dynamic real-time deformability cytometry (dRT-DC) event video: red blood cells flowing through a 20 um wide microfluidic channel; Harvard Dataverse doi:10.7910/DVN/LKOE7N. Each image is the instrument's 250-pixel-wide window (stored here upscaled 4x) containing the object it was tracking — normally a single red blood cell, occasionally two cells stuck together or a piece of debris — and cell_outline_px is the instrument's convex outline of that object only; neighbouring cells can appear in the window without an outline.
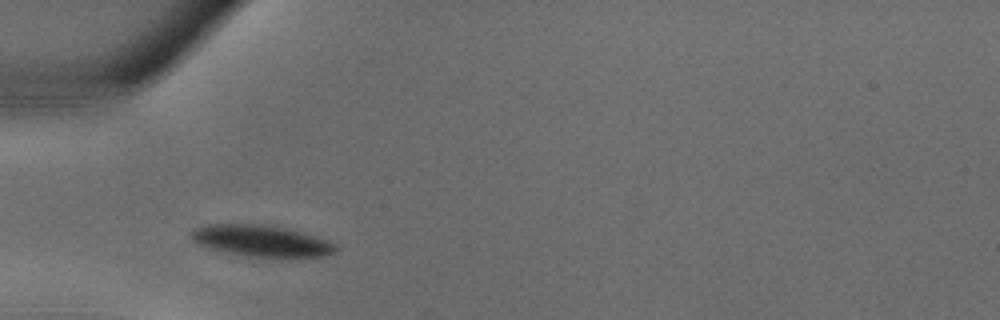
{"species": "common noctule bat (a hibernating species)", "species_latin": "Nyctalus noctula", "temperature_condition": "warm", "stored_images_in_passage": 28, "camera_frame_rate_fps": 3000, "um_per_image_px": 0.085, "animal": {"sex": "male", "body_mass_g": 18.8}, "frame": {"image": 1, "passage_image": 4, "time_ms": 1.0, "image_size_px": [1000, 320], "cell_outline_px": [[340, 248], [324, 256], [248, 256], [208, 248], [196, 244], [192, 240], [192, 232], [196, 228], [208, 224], [264, 224], [288, 228], [328, 240], [336, 244]], "centroid_in_image_um": [22.21, 20.45], "position_along_channel_um": 62.8, "area_um2": 26.07}}
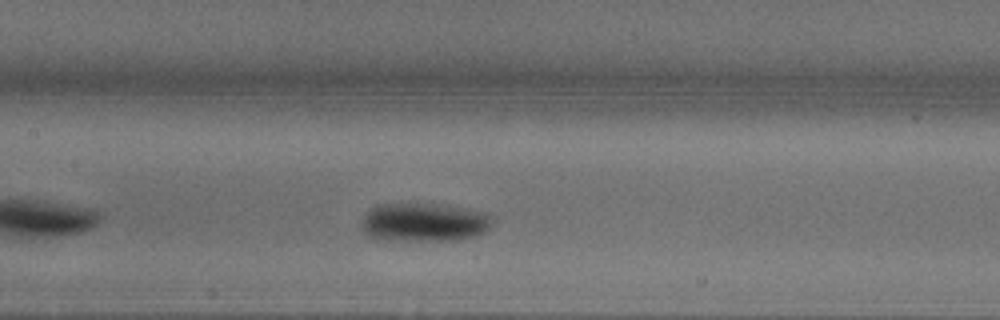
{"frame": {"image": 2, "passage_image": 10, "time_ms": 3.0, "image_size_px": [1000, 320], "cell_outline_px": [[496, 220], [484, 232], [476, 236], [456, 240], [384, 240], [372, 236], [364, 232], [360, 224], [360, 220], [372, 208], [380, 204], [432, 204], [488, 212]], "centroid_in_image_um": [36.08, 18.9], "position_along_channel_um": 171.3, "area_um2": 29.36}}
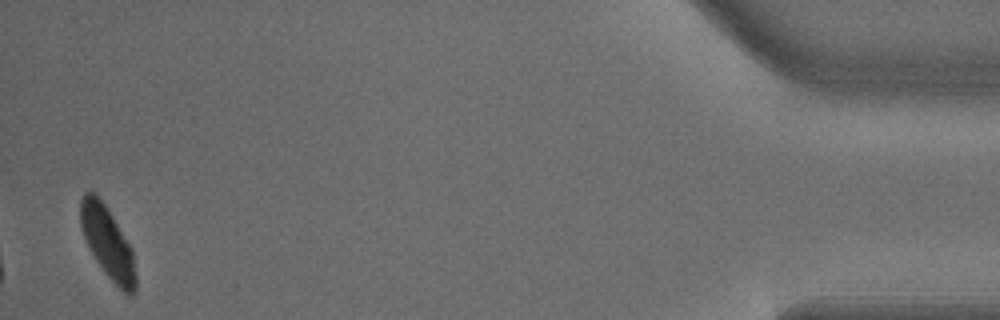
{"frame": {"image": 3, "passage_image": 28, "time_ms": 9.0, "image_size_px": [1000, 320], "cell_outline_px": [[136, 292], [132, 296], [128, 296], [104, 272], [96, 260], [80, 228], [80, 200], [84, 192], [92, 188], [96, 192], [112, 216], [132, 248], [136, 276]], "centroid_in_image_um": [9.14, 20.59], "position_along_channel_um": 426.1, "area_um2": 23.06}}